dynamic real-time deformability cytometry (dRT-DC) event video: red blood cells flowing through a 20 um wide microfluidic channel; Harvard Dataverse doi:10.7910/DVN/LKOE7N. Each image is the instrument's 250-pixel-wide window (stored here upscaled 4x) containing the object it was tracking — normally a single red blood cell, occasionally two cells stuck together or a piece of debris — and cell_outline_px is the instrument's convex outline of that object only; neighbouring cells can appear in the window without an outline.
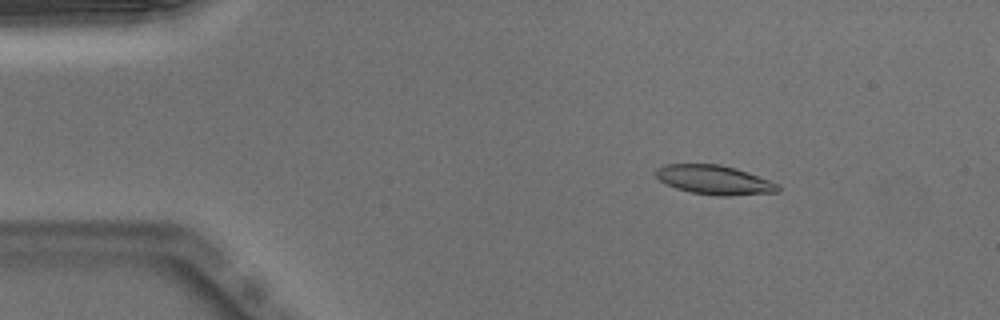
{"species": "Egyptian fruit bat (a non-hibernating species)", "species_latin": "Rousettus aegyptiacus", "temperature_condition": "warm", "stored_images_in_passage": 51, "segment_of_instrument_passage": [1, 2], "camera_frame_rate_fps": 3000, "um_per_image_px": 0.085, "animal": {"sex": "male"}, "frame": {"image": 1, "passage_image": 8, "time_ms": 2.333, "image_size_px": [1000, 320], "cell_outline_px": [[780, 192], [728, 196], [716, 196], [692, 192], [676, 188], [660, 180], [656, 176], [656, 168], [664, 164], [720, 164], [736, 168], [748, 172], [780, 184]], "centroid_in_image_um": [60.76, 15.29], "position_along_channel_um": 24.2, "area_um2": 20.87}}
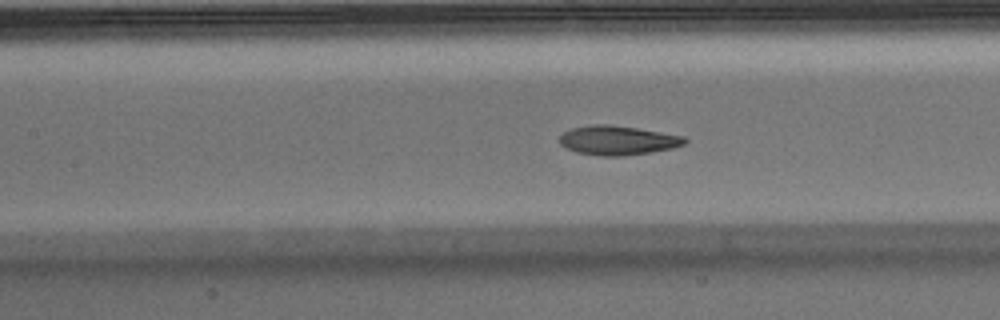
{"frame": {"image": 2, "passage_image": 23, "time_ms": 7.333, "image_size_px": [1000, 320], "cell_outline_px": [[688, 140], [684, 144], [672, 148], [624, 156], [604, 156], [576, 152], [560, 144], [560, 136], [564, 132], [572, 128], [592, 124], [608, 124], [636, 128], [684, 136]], "centroid_in_image_um": [52.5, 11.92], "position_along_channel_um": 154.9, "area_um2": 21.1}}
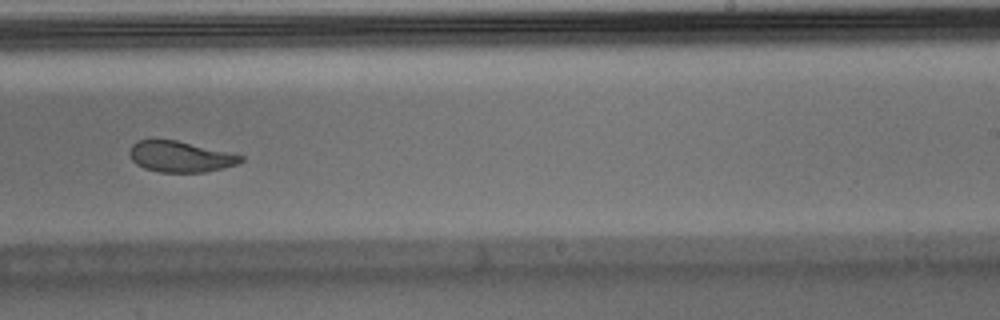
{"frame": {"image": 3, "passage_image": 32, "time_ms": 10.333, "image_size_px": [1000, 320], "cell_outline_px": [[244, 160], [236, 164], [224, 168], [204, 172], [160, 172], [144, 168], [136, 164], [132, 160], [128, 152], [132, 144], [140, 140], [176, 140], [232, 152], [244, 156]], "centroid_in_image_um": [15.35, 13.31], "position_along_channel_um": 273.7, "area_um2": 20.11}}